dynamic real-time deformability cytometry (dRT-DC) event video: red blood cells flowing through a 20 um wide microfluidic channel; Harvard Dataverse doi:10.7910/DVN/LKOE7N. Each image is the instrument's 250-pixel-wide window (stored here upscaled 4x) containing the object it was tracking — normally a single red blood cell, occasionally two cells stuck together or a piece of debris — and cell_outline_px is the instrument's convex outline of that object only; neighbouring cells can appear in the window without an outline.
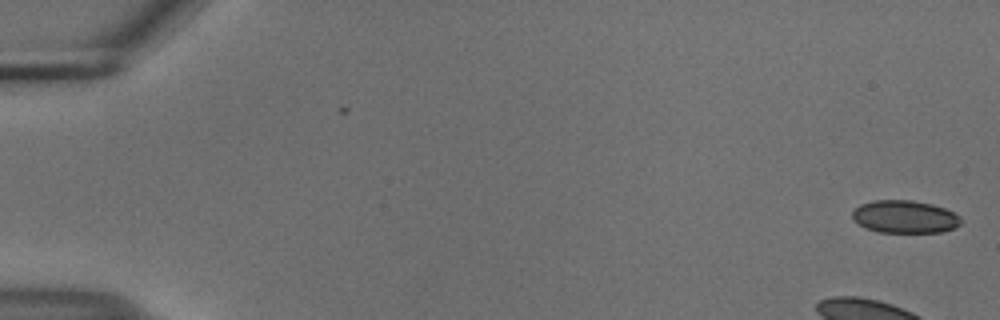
{"species": "common noctule bat (a hibernating species)", "species_latin": "Nyctalus noctula", "temperature_condition": "cold", "stored_images_in_passage": 54, "camera_frame_rate_fps": 3000, "um_per_image_px": 0.085, "animal": {"sex": "male", "body_mass_g": 18.8}, "frame": {"image": 1, "passage_image": 1, "time_ms": 0.0, "image_size_px": [1000, 320], "cell_outline_px": [[960, 224], [952, 228], [940, 232], [880, 232], [864, 228], [852, 220], [852, 212], [860, 204], [872, 200], [912, 200], [932, 204], [944, 208], [960, 216]], "centroid_in_image_um": [76.85, 18.42], "position_along_channel_um": 8.2, "area_um2": 20.69}}